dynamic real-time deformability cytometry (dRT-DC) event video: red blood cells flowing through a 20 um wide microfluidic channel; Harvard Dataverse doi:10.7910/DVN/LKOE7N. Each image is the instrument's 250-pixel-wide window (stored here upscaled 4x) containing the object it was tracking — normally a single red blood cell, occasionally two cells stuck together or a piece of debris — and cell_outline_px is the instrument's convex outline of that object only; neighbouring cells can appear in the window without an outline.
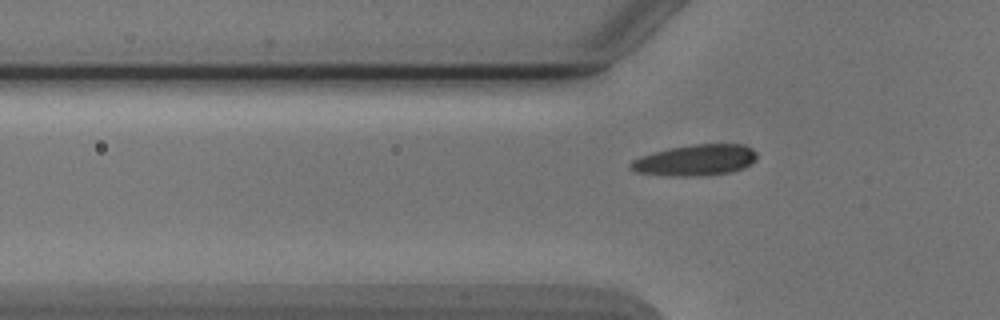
{"species": "Egyptian fruit bat (a non-hibernating species)", "species_latin": "Rousettus aegyptiacus", "temperature_condition": "cold", "stored_images_in_passage": 10, "camera_frame_rate_fps": 3000, "um_per_image_px": 0.085, "animal": {"sex": "male"}, "frame": {"image": 1, "passage_image": 6, "time_ms": 7.0, "image_size_px": [1000, 320], "cell_outline_px": [[756, 160], [744, 168], [728, 172], [700, 176], [668, 176], [636, 172], [628, 168], [628, 164], [632, 160], [640, 156], [668, 148], [692, 144], [744, 144], [752, 148], [756, 152]], "centroid_in_image_um": [59.08, 13.61], "position_along_channel_um": 66.7, "area_um2": 23.06}}
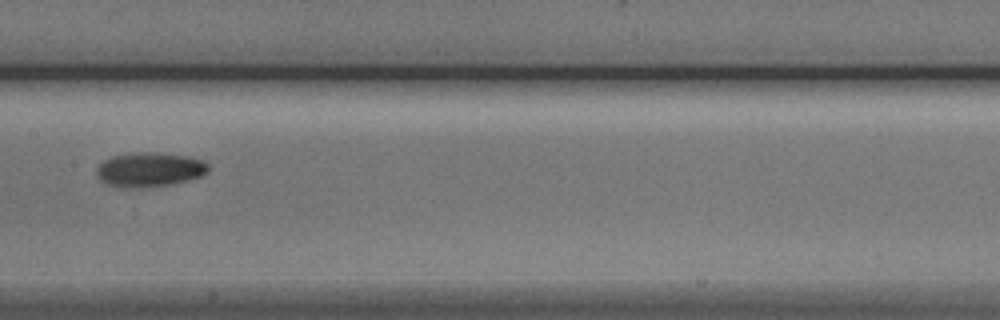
{"frame": {"image": 2, "passage_image": 9, "time_ms": 10.333, "image_size_px": [1000, 320], "cell_outline_px": [[208, 172], [200, 176], [188, 180], [172, 184], [140, 188], [124, 188], [108, 184], [100, 180], [96, 172], [96, 168], [104, 160], [112, 156], [136, 152], [156, 152], [192, 156], [204, 160], [208, 164]], "centroid_in_image_um": [12.73, 14.41], "position_along_channel_um": 194.7, "area_um2": 22.66}}
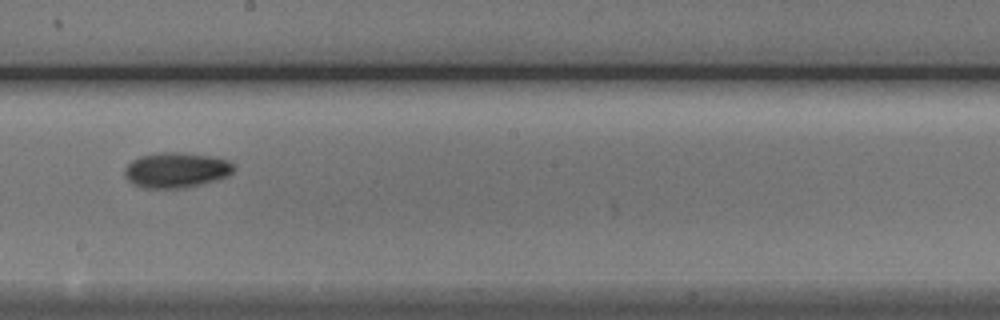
{"frame": {"image": 3, "passage_image": 10, "time_ms": 11.333, "image_size_px": [1000, 320], "cell_outline_px": [[236, 168], [228, 176], [216, 180], [184, 188], [144, 188], [132, 184], [124, 176], [124, 168], [132, 160], [140, 156], [160, 152], [184, 152], [208, 156], [228, 160], [236, 164]], "centroid_in_image_um": [14.98, 14.45], "position_along_channel_um": 233.2, "area_um2": 22.66}}